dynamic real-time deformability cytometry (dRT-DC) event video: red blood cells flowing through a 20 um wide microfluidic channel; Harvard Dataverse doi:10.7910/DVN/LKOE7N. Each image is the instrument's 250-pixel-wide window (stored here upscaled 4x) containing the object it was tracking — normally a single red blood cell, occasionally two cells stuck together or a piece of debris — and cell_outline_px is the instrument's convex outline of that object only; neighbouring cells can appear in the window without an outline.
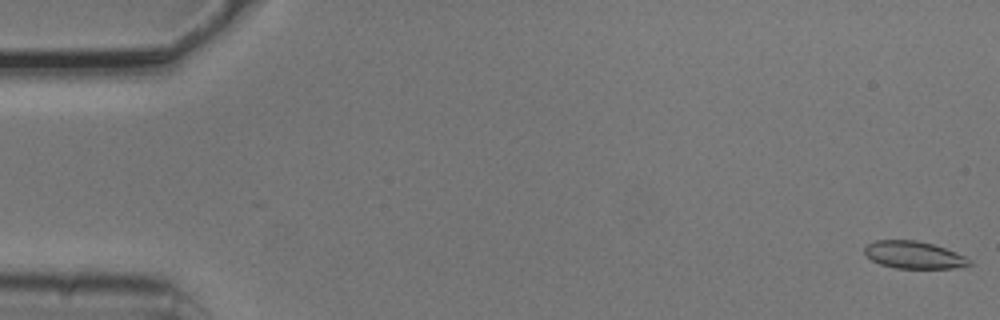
{"species": "common noctule bat (a hibernating species)", "species_latin": "Nyctalus noctula", "temperature_condition": "cold", "stored_images_in_passage": 6, "camera_frame_rate_fps": 3000, "um_per_image_px": 0.085, "animal": {"sex": "male", "body_mass_g": 20.5, "forearm_length_mm": 52.5}, "frame": {"image": 1, "passage_image": 1, "time_ms": 0.0, "image_size_px": [1000, 320], "cell_outline_px": [[972, 264], [968, 268], [896, 268], [880, 264], [872, 260], [864, 252], [864, 248], [868, 244], [876, 240], [916, 240], [932, 244], [944, 248], [964, 256], [972, 260]], "centroid_in_image_um": [77.72, 21.68], "position_along_channel_um": 7.3, "area_um2": 16.7}}
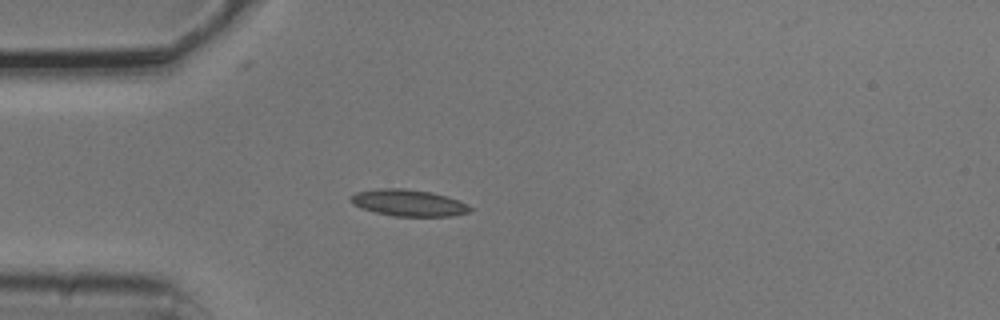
{"frame": {"image": 2, "passage_image": 5, "time_ms": 1.333, "image_size_px": [1000, 320], "cell_outline_px": [[476, 208], [472, 212], [452, 216], [392, 216], [360, 208], [352, 204], [352, 196], [356, 192], [376, 188], [404, 188], [432, 192], [448, 196], [460, 200]], "centroid_in_image_um": [34.81, 17.24], "position_along_channel_um": 50.2, "area_um2": 18.84}}